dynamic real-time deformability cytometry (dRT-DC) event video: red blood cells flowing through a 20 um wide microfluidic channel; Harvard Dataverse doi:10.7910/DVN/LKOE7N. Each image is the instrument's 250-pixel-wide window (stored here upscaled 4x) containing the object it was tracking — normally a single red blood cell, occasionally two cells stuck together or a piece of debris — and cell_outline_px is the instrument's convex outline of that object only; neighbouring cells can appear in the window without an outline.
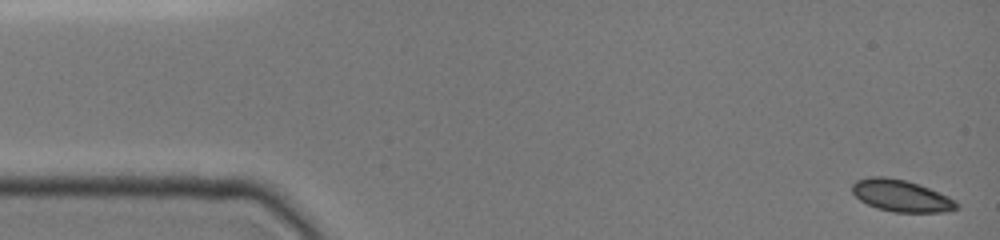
{"species": "common noctule bat (a hibernating species)", "species_latin": "Nyctalus noctula", "temperature_condition": "cold", "stored_images_in_passage": 8, "camera_frame_rate_fps": 3000, "um_per_image_px": 0.085, "animal": {"sex": "female", "body_mass_g": 19.0, "forearm_length_mm": 51.5}, "frame": {"image": 1, "passage_image": 1, "time_ms": 0.0, "image_size_px": [1000, 240], "cell_outline_px": [[960, 208], [948, 212], [892, 212], [876, 208], [860, 200], [852, 192], [852, 184], [856, 180], [868, 176], [884, 176], [904, 180], [920, 184], [948, 196], [956, 200], [960, 204]], "centroid_in_image_um": [76.63, 16.64], "position_along_channel_um": 8.4, "area_um2": 19.65}}
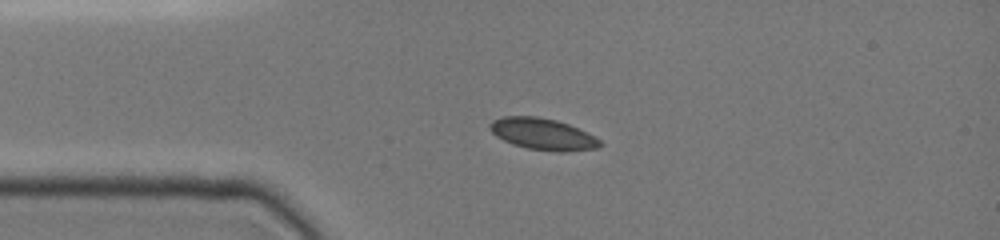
{"frame": {"image": 2, "passage_image": 7, "time_ms": 3.333, "image_size_px": [1000, 240], "cell_outline_px": [[604, 144], [600, 148], [568, 152], [560, 152], [528, 148], [512, 144], [496, 136], [488, 128], [488, 124], [492, 120], [504, 116], [536, 116], [556, 120], [568, 124], [600, 140]], "centroid_in_image_um": [46.12, 11.4], "position_along_channel_um": 38.9, "area_um2": 20.23}}